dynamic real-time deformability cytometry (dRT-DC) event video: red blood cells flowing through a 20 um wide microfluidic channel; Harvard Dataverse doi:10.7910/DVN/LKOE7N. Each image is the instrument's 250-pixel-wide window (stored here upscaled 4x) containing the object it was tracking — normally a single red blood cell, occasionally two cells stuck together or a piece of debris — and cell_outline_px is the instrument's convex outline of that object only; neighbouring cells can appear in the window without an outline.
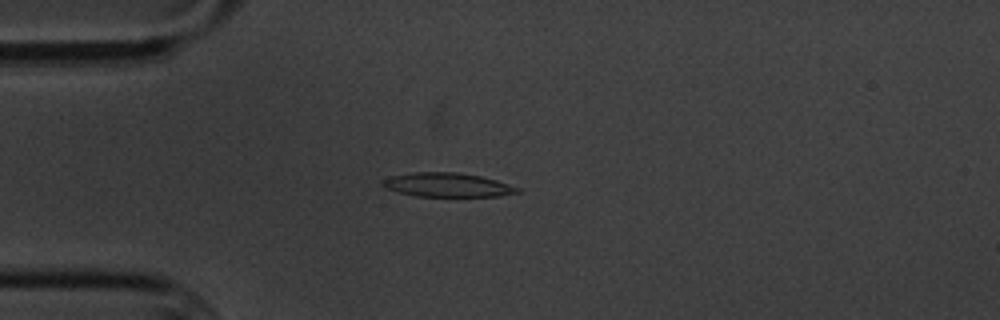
{"species": "common noctule bat (a hibernating species)", "species_latin": "Nyctalus noctula", "temperature_condition": "cold", "stored_images_in_passage": 6, "camera_frame_rate_fps": 3000, "um_per_image_px": 0.085, "animal": {"sex": "male", "body_mass_g": 20.1, "forearm_length_mm": 53.5}, "frame": {"image": 1, "passage_image": 2, "time_ms": 1.333, "image_size_px": [1000, 320], "cell_outline_px": [[520, 192], [500, 196], [416, 196], [396, 192], [384, 188], [380, 184], [380, 180], [388, 176], [416, 172], [456, 172], [480, 176], [496, 180], [520, 188]], "centroid_in_image_um": [37.95, 15.71], "position_along_channel_um": 47.0, "area_um2": 19.02}}
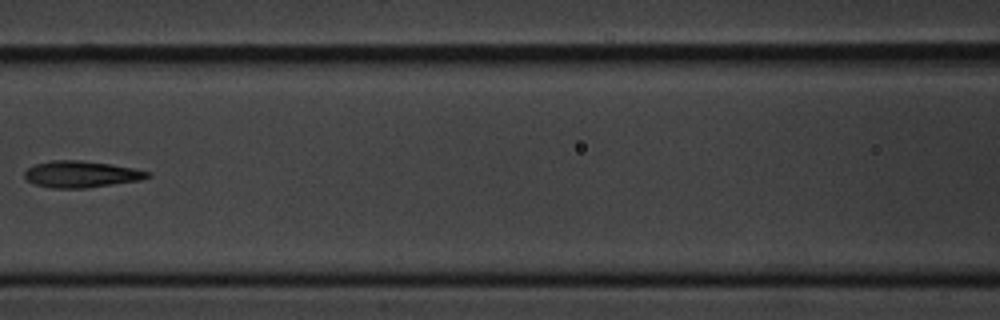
{"frame": {"image": 2, "passage_image": 5, "time_ms": 5.0, "image_size_px": [1000, 320], "cell_outline_px": [[152, 176], [140, 180], [88, 188], [52, 188], [36, 184], [28, 180], [24, 176], [24, 172], [28, 168], [36, 164], [52, 160], [80, 160], [108, 164], [132, 168], [152, 172]], "centroid_in_image_um": [6.92, 14.81], "position_along_channel_um": 159.7, "area_um2": 18.9}}
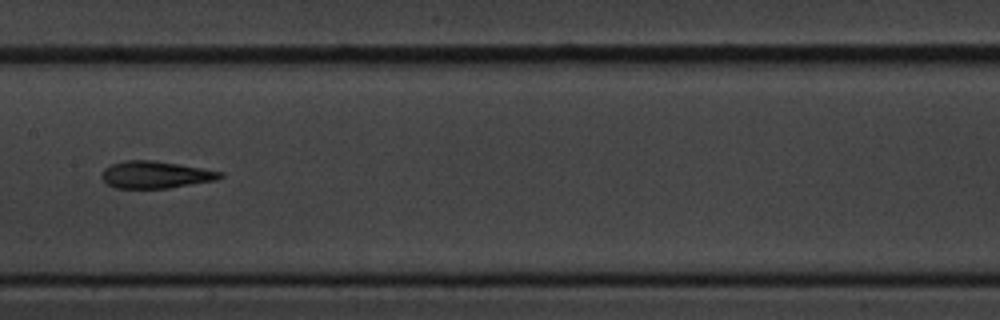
{"frame": {"image": 3, "passage_image": 6, "time_ms": 6.0, "image_size_px": [1000, 320], "cell_outline_px": [[224, 176], [216, 180], [168, 188], [116, 188], [108, 184], [100, 176], [104, 168], [112, 164], [124, 160], [152, 160], [224, 172]], "centroid_in_image_um": [13.2, 14.85], "position_along_channel_um": 194.2, "area_um2": 18.55}}